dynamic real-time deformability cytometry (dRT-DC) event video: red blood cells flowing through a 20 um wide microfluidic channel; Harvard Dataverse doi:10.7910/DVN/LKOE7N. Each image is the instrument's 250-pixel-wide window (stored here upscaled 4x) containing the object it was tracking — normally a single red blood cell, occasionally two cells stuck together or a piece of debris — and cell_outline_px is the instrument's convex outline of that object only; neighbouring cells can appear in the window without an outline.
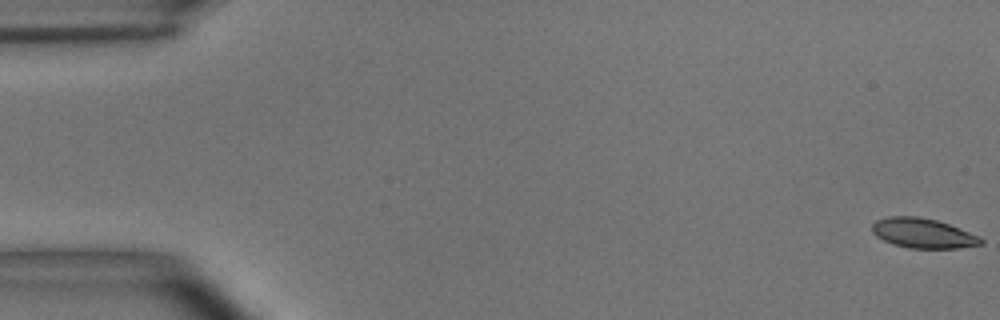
{"species": "common noctule bat (a hibernating species)", "species_latin": "Nyctalus noctula", "temperature_condition": "room temperature", "stored_images_in_passage": 5, "camera_frame_rate_fps": 3000, "um_per_image_px": 0.085, "animal": {"sex": "male", "body_mass_g": 15.6}, "frame": {"image": 1, "passage_image": 1, "time_ms": 0.0, "image_size_px": [1000, 320], "cell_outline_px": [[984, 244], [960, 248], [908, 248], [892, 244], [876, 236], [872, 232], [872, 224], [876, 220], [888, 216], [920, 216], [936, 220], [948, 224], [980, 236], [984, 240]], "centroid_in_image_um": [78.46, 19.82], "position_along_channel_um": 6.5, "area_um2": 19.02}}
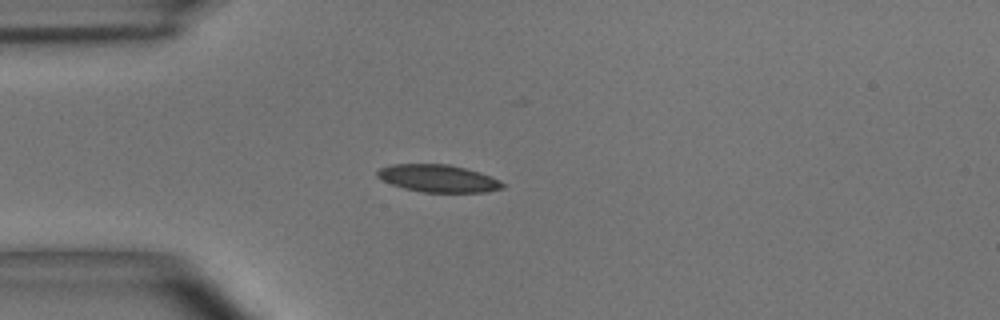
{"frame": {"image": 2, "passage_image": 5, "time_ms": 1.333, "image_size_px": [1000, 320], "cell_outline_px": [[504, 188], [488, 192], [424, 192], [404, 188], [392, 184], [376, 176], [376, 172], [380, 168], [392, 164], [448, 164], [480, 172], [500, 180], [504, 184]], "centroid_in_image_um": [37.27, 15.16], "position_along_channel_um": 47.7, "area_um2": 19.94}}